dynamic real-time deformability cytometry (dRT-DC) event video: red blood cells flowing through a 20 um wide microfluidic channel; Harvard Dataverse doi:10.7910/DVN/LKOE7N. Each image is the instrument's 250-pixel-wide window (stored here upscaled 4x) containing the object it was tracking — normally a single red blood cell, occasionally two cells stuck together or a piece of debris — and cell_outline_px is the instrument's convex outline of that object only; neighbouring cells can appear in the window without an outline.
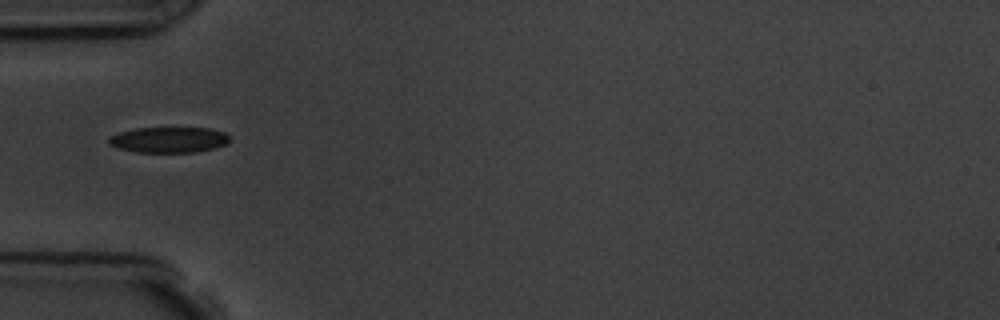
{"species": "common noctule bat (a hibernating species)", "species_latin": "Nyctalus noctula", "temperature_condition": "room temperature", "stored_images_in_passage": 1, "camera_frame_rate_fps": 3000, "um_per_image_px": 0.085, "animal": {"sex": "male", "body_mass_g": 19.5, "forearm_length_mm": 54.6}, "frame": {"image": 1, "passage_image": 1, "time_ms": 0.0, "image_size_px": [1000, 320], "cell_outline_px": [[228, 140], [224, 144], [216, 148], [196, 152], [136, 152], [120, 148], [108, 144], [108, 136], [120, 132], [136, 128], [212, 128], [224, 132], [228, 136]], "centroid_in_image_um": [14.33, 11.88], "position_along_channel_um": 70.7, "area_um2": 18.03}}